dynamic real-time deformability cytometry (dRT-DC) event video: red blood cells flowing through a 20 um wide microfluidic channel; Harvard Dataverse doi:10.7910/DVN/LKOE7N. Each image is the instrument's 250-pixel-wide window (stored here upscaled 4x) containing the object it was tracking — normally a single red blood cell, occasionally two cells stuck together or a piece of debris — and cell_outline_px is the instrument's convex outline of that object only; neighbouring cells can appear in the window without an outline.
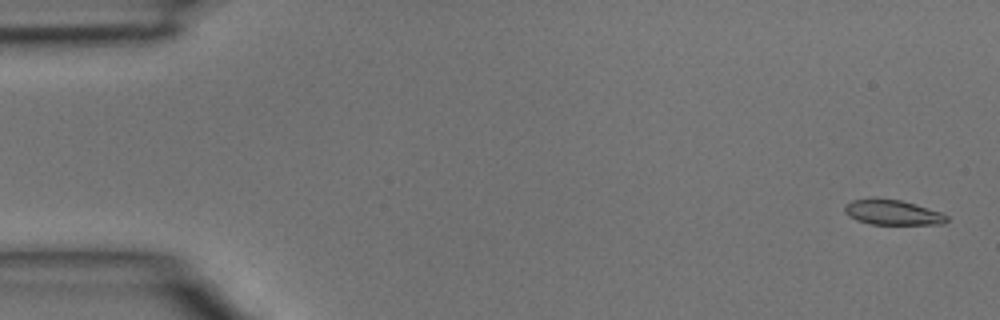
{"species": "common noctule bat (a hibernating species)", "species_latin": "Nyctalus noctula", "temperature_condition": "room temperature", "stored_images_in_passage": 5, "segment_of_instrument_passage": [1, 2], "camera_frame_rate_fps": 3000, "um_per_image_px": 0.085, "animal": {"sex": "male", "body_mass_g": 15.6}, "frame": {"image": 1, "passage_image": 1, "time_ms": 0.0, "image_size_px": [1000, 320], "cell_outline_px": [[948, 220], [944, 224], [872, 224], [856, 220], [848, 216], [844, 212], [844, 204], [852, 200], [900, 200], [916, 204], [940, 212], [948, 216]], "centroid_in_image_um": [75.87, 18.08], "position_along_channel_um": 9.1, "area_um2": 14.57}}